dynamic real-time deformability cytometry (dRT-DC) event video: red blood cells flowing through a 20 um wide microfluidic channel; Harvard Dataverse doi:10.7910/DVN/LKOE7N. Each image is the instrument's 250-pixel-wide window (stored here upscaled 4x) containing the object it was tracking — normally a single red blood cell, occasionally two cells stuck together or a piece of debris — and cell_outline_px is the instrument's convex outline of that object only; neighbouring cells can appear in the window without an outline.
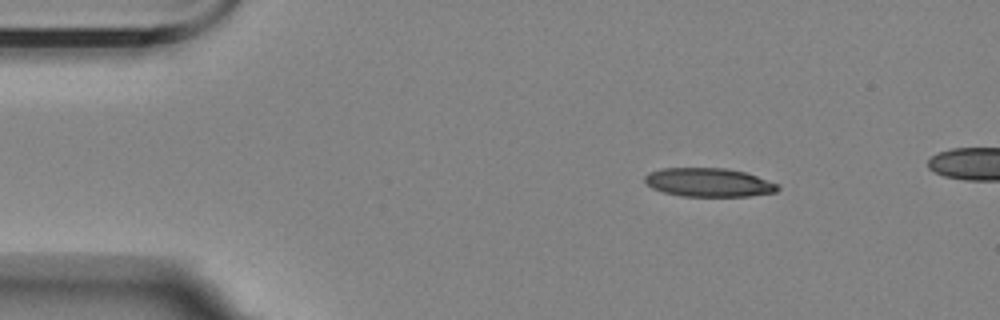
{"species": "Egyptian fruit bat (a non-hibernating species)", "species_latin": "Rousettus aegyptiacus", "temperature_condition": "room temperature", "stored_images_in_passage": 5, "camera_frame_rate_fps": 3000, "um_per_image_px": 0.085, "animal": {"sex": "female"}, "frame": {"image": 1, "passage_image": 3, "time_ms": 2.333, "image_size_px": [1000, 320], "cell_outline_px": [[780, 188], [776, 192], [748, 196], [680, 196], [664, 192], [652, 188], [644, 180], [644, 176], [648, 172], [660, 168], [724, 168], [744, 172], [780, 184]], "centroid_in_image_um": [60.23, 15.5], "position_along_channel_um": 24.8, "area_um2": 22.25}}